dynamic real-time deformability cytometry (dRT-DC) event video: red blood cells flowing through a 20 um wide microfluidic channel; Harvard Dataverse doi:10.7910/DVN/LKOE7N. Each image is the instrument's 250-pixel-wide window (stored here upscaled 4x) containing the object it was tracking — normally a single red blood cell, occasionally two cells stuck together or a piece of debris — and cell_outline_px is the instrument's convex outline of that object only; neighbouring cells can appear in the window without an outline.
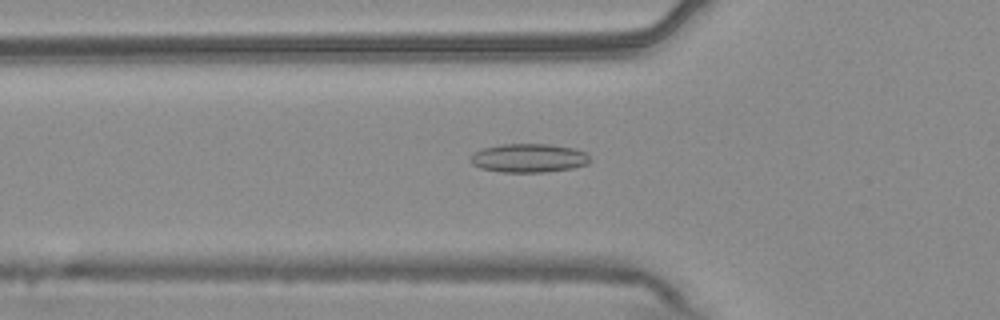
{"species": "common noctule bat (a hibernating species)", "species_latin": "Nyctalus noctula", "temperature_condition": "warm", "stored_images_in_passage": 42, "camera_frame_rate_fps": 3000, "um_per_image_px": 0.085, "animal": {"sex": "male", "body_mass_g": 20.4}, "frame": {"image": 1, "passage_image": 6, "time_ms": 1.667, "image_size_px": [1000, 320], "cell_outline_px": [[592, 160], [588, 164], [572, 168], [548, 172], [500, 172], [480, 168], [472, 164], [472, 156], [476, 152], [484, 148], [500, 144], [548, 144], [572, 148], [588, 152]], "centroid_in_image_um": [45.01, 13.44], "position_along_channel_um": 80.8, "area_um2": 20.06}}
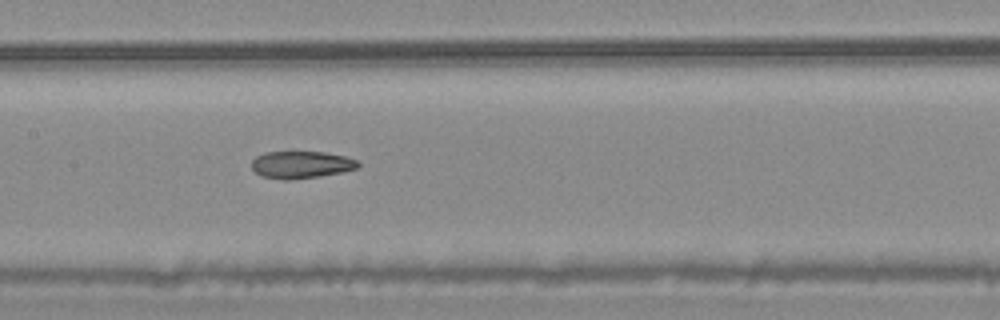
{"frame": {"image": 2, "passage_image": 14, "time_ms": 4.333, "image_size_px": [1000, 320], "cell_outline_px": [[360, 164], [356, 168], [344, 172], [320, 176], [288, 180], [284, 180], [260, 176], [252, 168], [252, 160], [256, 156], [264, 152], [324, 152], [344, 156], [356, 160]], "centroid_in_image_um": [25.58, 14.0], "position_along_channel_um": 181.8, "area_um2": 16.88}}
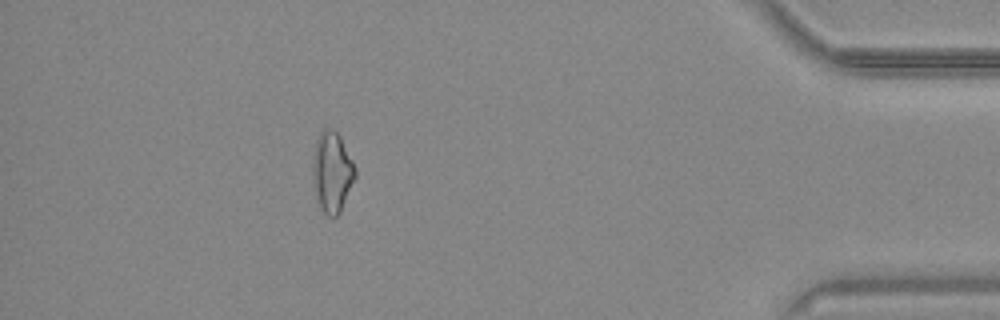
{"frame": {"image": 3, "passage_image": 36, "time_ms": 11.667, "image_size_px": [1000, 320], "cell_outline_px": [[356, 176], [340, 212], [336, 216], [328, 216], [320, 208], [316, 200], [312, 180], [312, 164], [316, 140], [320, 132], [324, 128], [332, 128], [340, 136], [356, 168]], "centroid_in_image_um": [28.2, 14.62], "position_along_channel_um": 407.0, "area_um2": 20.06}, "authors_computed_cell_mechanics": {"area_um2": 17.7735, "velocity_mm_per_s": 3.7383, "shape_relaxation_time_tau1_ms": null, "shape_relaxation_time_tau2_ms": 2.9125, "deformation_change_tau1": null, "deformation_change_tau2": 0.1027}}